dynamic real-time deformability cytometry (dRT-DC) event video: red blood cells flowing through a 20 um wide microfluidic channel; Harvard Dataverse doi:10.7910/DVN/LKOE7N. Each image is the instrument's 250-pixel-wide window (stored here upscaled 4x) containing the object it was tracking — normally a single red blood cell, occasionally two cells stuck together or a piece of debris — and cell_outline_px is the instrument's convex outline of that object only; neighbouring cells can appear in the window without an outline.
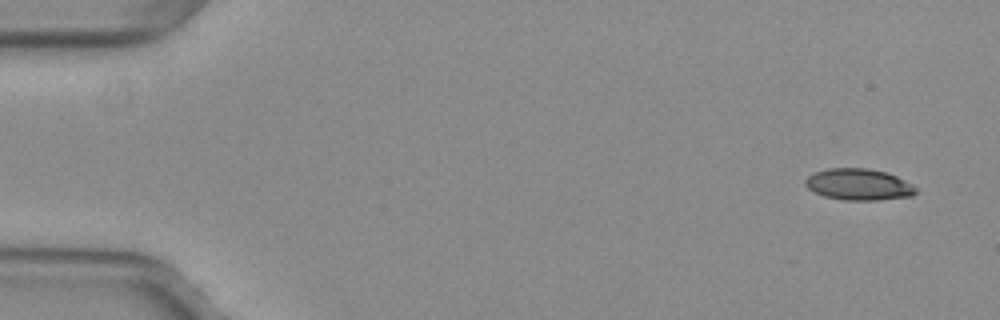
{"species": "common noctule bat (a hibernating species)", "species_latin": "Nyctalus noctula", "temperature_condition": "warm", "stored_images_in_passage": 16, "camera_frame_rate_fps": 3000, "um_per_image_px": 0.085, "animal": {"sex": "female", "body_mass_g": 29.2, "forearm_length_mm": 56.3}, "frame": {"image": 1, "passage_image": 1, "time_ms": 0.0, "image_size_px": [1000, 320], "cell_outline_px": [[916, 192], [912, 196], [876, 200], [844, 200], [824, 196], [808, 188], [804, 184], [804, 180], [808, 176], [816, 172], [828, 168], [868, 168], [888, 172], [912, 184], [916, 188]], "centroid_in_image_um": [72.99, 15.67], "position_along_channel_um": 12.0, "area_um2": 20.23}}
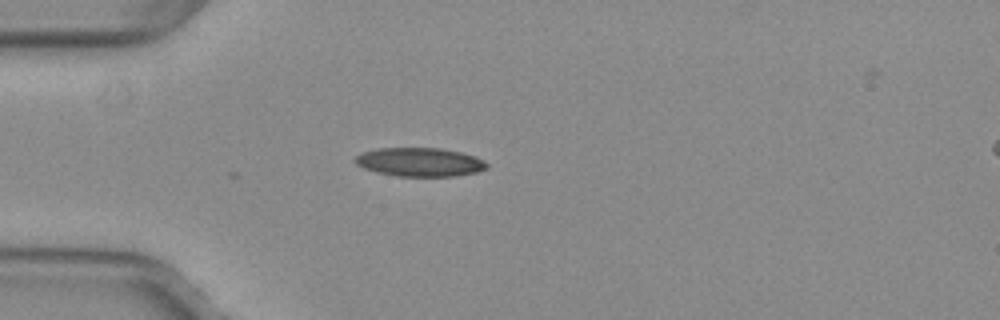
{"frame": {"image": 2, "passage_image": 13, "time_ms": 4.0, "image_size_px": [1000, 320], "cell_outline_px": [[488, 168], [476, 172], [456, 176], [396, 176], [376, 172], [364, 168], [356, 164], [352, 160], [356, 156], [364, 152], [380, 148], [440, 148], [460, 152], [476, 156], [488, 164]], "centroid_in_image_um": [35.68, 13.78], "position_along_channel_um": 49.3, "area_um2": 22.02}}